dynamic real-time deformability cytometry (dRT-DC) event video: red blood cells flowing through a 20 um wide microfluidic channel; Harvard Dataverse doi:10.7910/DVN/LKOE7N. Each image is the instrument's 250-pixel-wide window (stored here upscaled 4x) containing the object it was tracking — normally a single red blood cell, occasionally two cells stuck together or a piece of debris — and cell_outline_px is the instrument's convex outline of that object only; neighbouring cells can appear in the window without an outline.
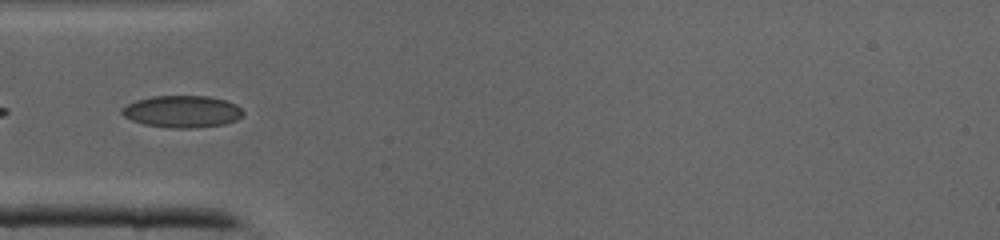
{"species": "common noctule bat (a hibernating species)", "species_latin": "Nyctalus noctula", "temperature_condition": "cold", "stored_images_in_passage": 3, "camera_frame_rate_fps": 3000, "um_per_image_px": 0.085, "animal": {"sex": "male", "body_mass_g": 19.0, "forearm_length_mm": 50.8}, "frame": {"image": 1, "passage_image": 1, "time_ms": 0.0, "image_size_px": [1000, 240], "cell_outline_px": [[244, 112], [236, 120], [224, 124], [196, 128], [172, 128], [144, 124], [132, 120], [124, 116], [120, 112], [120, 108], [136, 100], [152, 96], [208, 96], [224, 100], [236, 104]], "centroid_in_image_um": [15.46, 9.48], "position_along_channel_um": 69.5, "area_um2": 22.54}}